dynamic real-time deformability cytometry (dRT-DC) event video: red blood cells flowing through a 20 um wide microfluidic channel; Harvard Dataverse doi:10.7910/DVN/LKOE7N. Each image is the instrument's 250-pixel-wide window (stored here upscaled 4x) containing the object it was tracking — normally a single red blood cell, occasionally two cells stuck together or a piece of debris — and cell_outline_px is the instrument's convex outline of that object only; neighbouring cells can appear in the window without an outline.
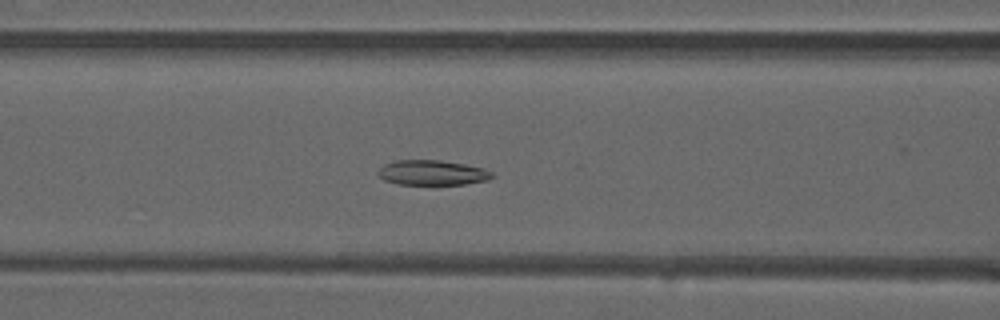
{"species": "common noctule bat (a hibernating species)", "species_latin": "Nyctalus noctula", "temperature_condition": "warm", "stored_images_in_passage": 47, "camera_frame_rate_fps": 3000, "um_per_image_px": 0.085, "animal": {"sex": "male", "forearm_length_mm": 52.5}, "frame": {"image": 1, "passage_image": 18, "time_ms": 5.667, "image_size_px": [1000, 320], "cell_outline_px": [[496, 176], [488, 180], [464, 184], [396, 184], [384, 180], [376, 172], [384, 164], [396, 160], [440, 160], [464, 164], [484, 168], [492, 172]], "centroid_in_image_um": [36.75, 14.67], "position_along_channel_um": 129.8, "area_um2": 16.65}}
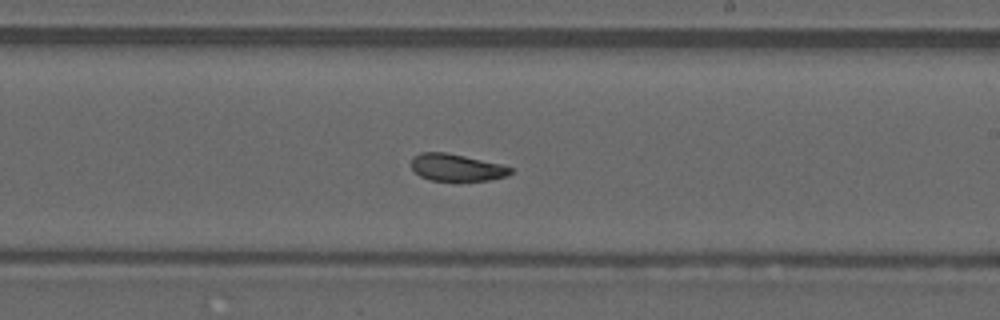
{"frame": {"image": 2, "passage_image": 27, "time_ms": 8.667, "image_size_px": [1000, 320], "cell_outline_px": [[512, 172], [508, 176], [488, 180], [432, 180], [420, 176], [412, 168], [412, 156], [420, 152], [444, 152], [464, 156], [500, 164], [512, 168]], "centroid_in_image_um": [38.79, 14.23], "position_along_channel_um": 250.2, "area_um2": 15.43}}
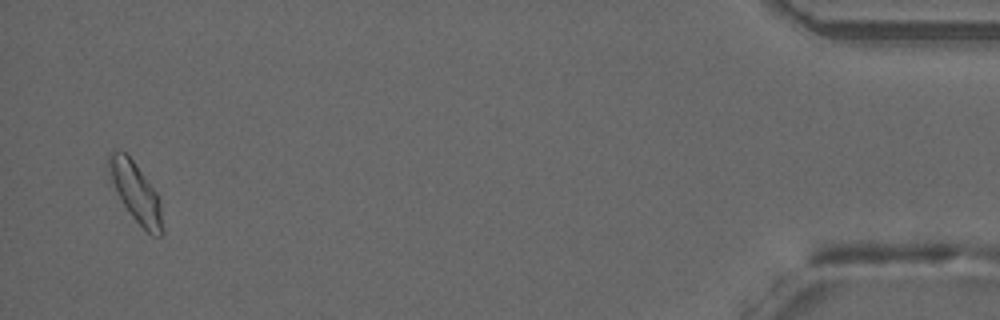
{"frame": {"image": 3, "passage_image": 46, "time_ms": 15.0, "image_size_px": [1000, 320], "cell_outline_px": [[164, 232], [160, 236], [152, 236], [132, 216], [124, 204], [112, 180], [108, 164], [108, 152], [112, 148], [124, 152], [132, 160], [156, 192], [160, 200]], "centroid_in_image_um": [11.57, 16.35], "position_along_channel_um": 423.6, "area_um2": 18.03}}